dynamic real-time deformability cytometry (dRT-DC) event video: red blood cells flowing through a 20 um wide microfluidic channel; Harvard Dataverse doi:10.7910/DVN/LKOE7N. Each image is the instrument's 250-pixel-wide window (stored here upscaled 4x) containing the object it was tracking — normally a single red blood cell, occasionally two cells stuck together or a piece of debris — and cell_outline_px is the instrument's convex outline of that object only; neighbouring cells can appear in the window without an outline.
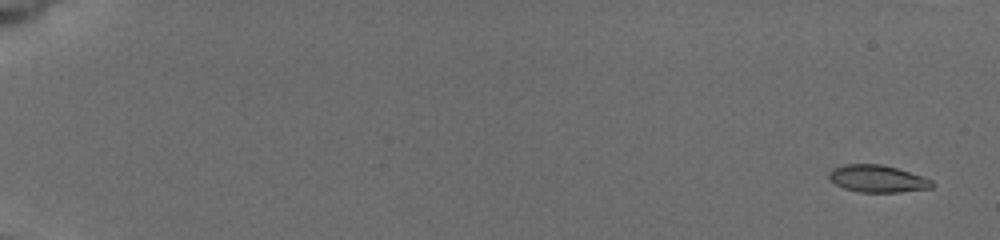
{"species": "common noctule bat (a hibernating species)", "species_latin": "Nyctalus noctula", "temperature_condition": "cold", "stored_images_in_passage": 11, "segment_of_instrument_passage": [1, 2], "camera_frame_rate_fps": 3000, "um_per_image_px": 0.085, "animal": {"sex": "female", "body_mass_g": 19.5, "forearm_length_mm": 54.1}, "frame": {"image": 1, "passage_image": 1, "time_ms": 0.0, "image_size_px": [1000, 240], "cell_outline_px": [[936, 184], [932, 188], [900, 192], [860, 192], [844, 188], [836, 184], [828, 176], [828, 172], [832, 168], [844, 164], [880, 164], [896, 168], [932, 180]], "centroid_in_image_um": [74.58, 15.19], "position_along_channel_um": 10.4, "area_um2": 16.24}}
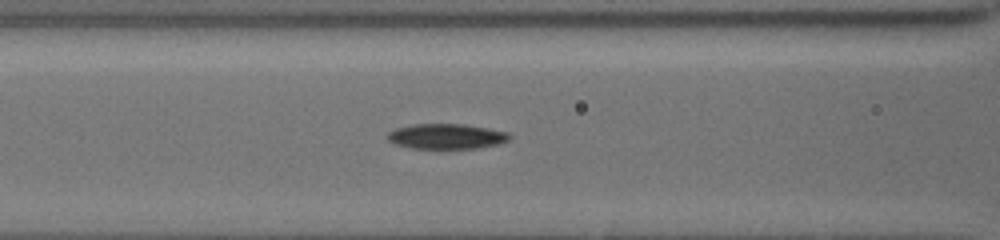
{"frame": {"image": 2, "passage_image": 10, "time_ms": 8.0, "image_size_px": [1000, 240], "cell_outline_px": [[512, 136], [508, 140], [500, 144], [476, 148], [444, 152], [440, 152], [408, 148], [396, 144], [388, 140], [388, 132], [396, 128], [412, 124], [460, 124], [488, 128], [508, 132]], "centroid_in_image_um": [37.93, 11.65], "position_along_channel_um": 128.7, "area_um2": 18.9}}